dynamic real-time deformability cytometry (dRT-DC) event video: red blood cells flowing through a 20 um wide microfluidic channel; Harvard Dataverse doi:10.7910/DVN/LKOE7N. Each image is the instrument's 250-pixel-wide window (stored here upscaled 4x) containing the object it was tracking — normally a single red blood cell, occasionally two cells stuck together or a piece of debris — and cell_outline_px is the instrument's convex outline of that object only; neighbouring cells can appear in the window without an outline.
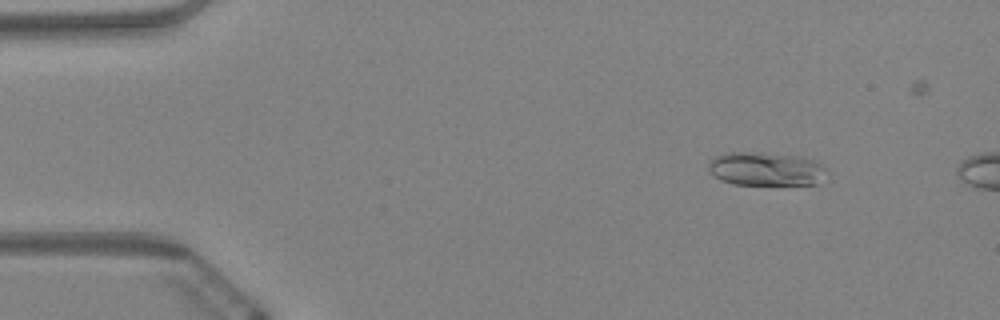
{"species": "Egyptian fruit bat (a non-hibernating species)", "species_latin": "Rousettus aegyptiacus", "temperature_condition": "warm", "stored_images_in_passage": 14, "camera_frame_rate_fps": 3000, "um_per_image_px": 0.085, "animal": {"sex": "female"}, "frame": {"image": 1, "passage_image": 8, "time_ms": 2.333, "image_size_px": [1000, 320], "cell_outline_px": [[824, 168], [816, 184], [736, 184], [720, 180], [708, 168], [708, 164], [716, 156], [724, 152], [744, 152], [800, 156], [816, 160]], "centroid_in_image_um": [65.04, 14.35], "position_along_channel_um": 20.0, "area_um2": 22.48}}